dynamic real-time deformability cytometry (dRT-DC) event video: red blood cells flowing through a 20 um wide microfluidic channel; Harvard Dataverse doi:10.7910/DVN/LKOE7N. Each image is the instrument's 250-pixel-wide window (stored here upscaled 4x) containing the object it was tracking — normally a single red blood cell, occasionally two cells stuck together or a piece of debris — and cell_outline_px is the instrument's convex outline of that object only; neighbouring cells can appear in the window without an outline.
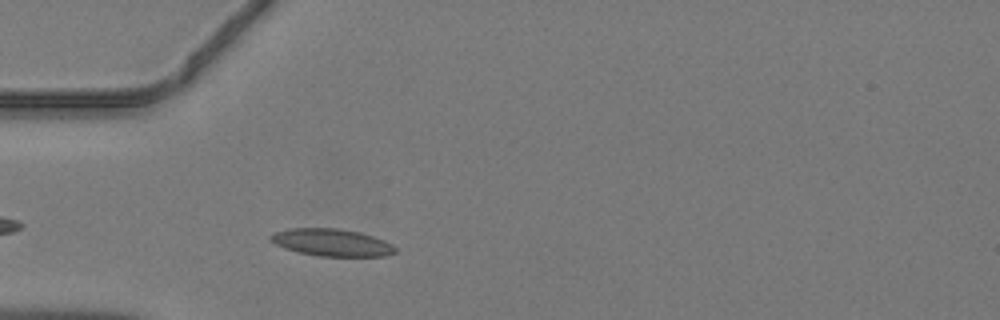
{"species": "common noctule bat (a hibernating species)", "species_latin": "Nyctalus noctula", "temperature_condition": "warm", "stored_images_in_passage": 35, "camera_frame_rate_fps": 3000, "um_per_image_px": 0.085, "animal": {"sex": "male", "body_mass_g": 19.2, "forearm_length_mm": 51.8}, "frame": {"image": 1, "passage_image": 4, "time_ms": 1.0, "image_size_px": [1000, 320], "cell_outline_px": [[396, 252], [384, 256], [320, 256], [296, 252], [284, 248], [268, 240], [268, 236], [272, 232], [288, 228], [340, 228], [360, 232], [384, 240], [392, 244], [396, 248]], "centroid_in_image_um": [28.14, 20.6], "position_along_channel_um": 56.9, "area_um2": 20.06}}
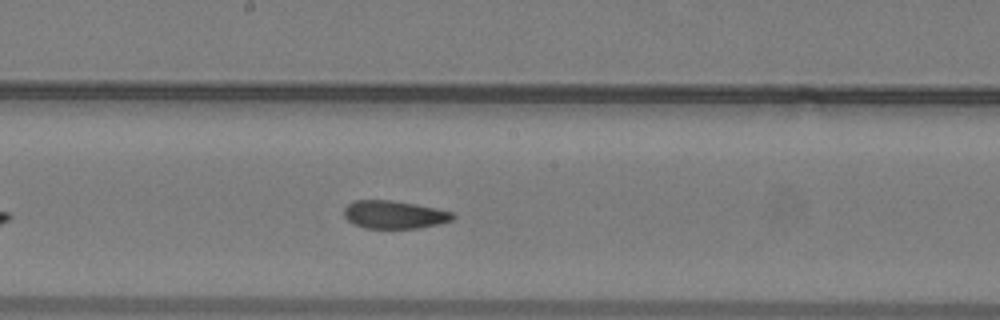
{"frame": {"image": 2, "passage_image": 15, "time_ms": 4.667, "image_size_px": [1000, 320], "cell_outline_px": [[456, 216], [452, 220], [420, 228], [364, 228], [348, 220], [344, 216], [344, 208], [352, 200], [392, 200], [416, 204], [436, 208], [452, 212]], "centroid_in_image_um": [33.5, 18.23], "position_along_channel_um": 214.7, "area_um2": 17.69}}
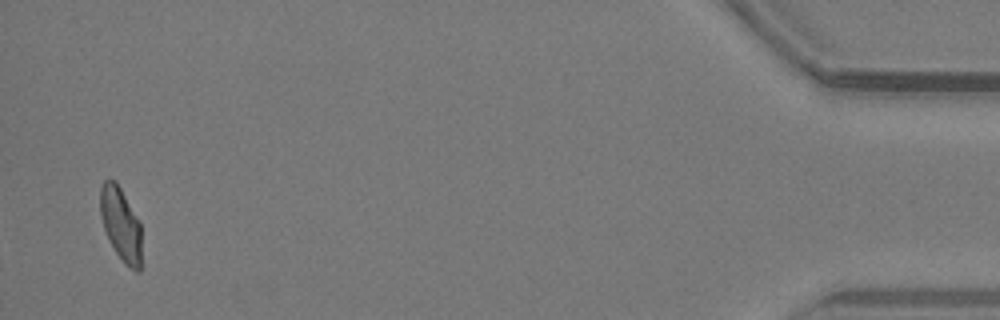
{"frame": {"image": 3, "passage_image": 35, "time_ms": 11.333, "image_size_px": [1000, 320], "cell_outline_px": [[140, 272], [136, 272], [124, 264], [116, 252], [104, 228], [100, 216], [100, 188], [104, 180], [108, 176], [116, 180], [140, 224]], "centroid_in_image_um": [10.24, 19.01], "position_along_channel_um": 425.0, "area_um2": 17.46}}